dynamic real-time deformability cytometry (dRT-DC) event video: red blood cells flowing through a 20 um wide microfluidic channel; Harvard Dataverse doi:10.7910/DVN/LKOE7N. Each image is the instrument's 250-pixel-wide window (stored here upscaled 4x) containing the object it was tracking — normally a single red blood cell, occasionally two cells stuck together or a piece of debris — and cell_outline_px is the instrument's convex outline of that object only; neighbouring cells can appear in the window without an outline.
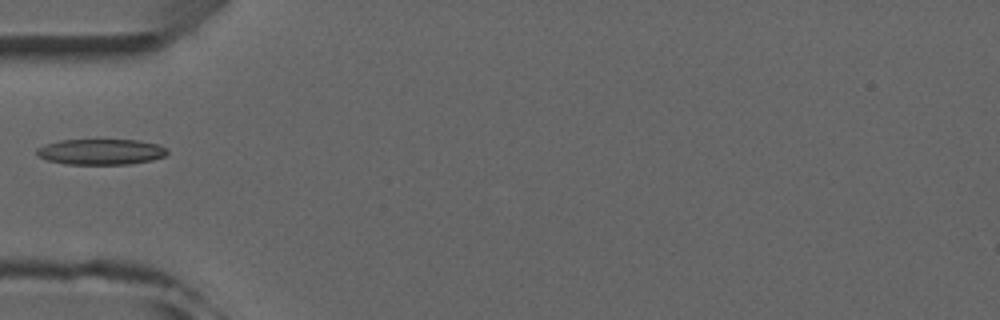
{"species": "common noctule bat (a hibernating species)", "species_latin": "Nyctalus noctula", "temperature_condition": "room temperature", "stored_images_in_passage": 7, "camera_frame_rate_fps": 3000, "um_per_image_px": 0.085, "animal": {"sex": "male", "forearm_length_mm": 52.5}, "frame": {"image": 1, "passage_image": 5, "time_ms": 4.667, "image_size_px": [1000, 320], "cell_outline_px": [[168, 152], [164, 156], [152, 160], [128, 164], [64, 164], [48, 160], [40, 156], [36, 152], [36, 148], [44, 144], [60, 140], [136, 140], [160, 144]], "centroid_in_image_um": [8.56, 12.9], "position_along_channel_um": 76.4, "area_um2": 19.48}}
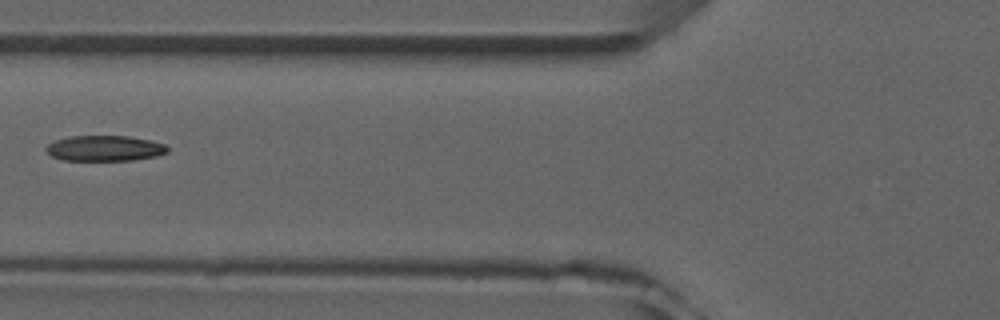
{"frame": {"image": 2, "passage_image": 6, "time_ms": 5.667, "image_size_px": [1000, 320], "cell_outline_px": [[168, 152], [156, 156], [132, 160], [64, 160], [52, 156], [44, 148], [48, 144], [56, 140], [68, 136], [128, 136], [152, 140], [164, 144], [168, 148]], "centroid_in_image_um": [8.91, 12.6], "position_along_channel_um": 116.9, "area_um2": 18.03}}
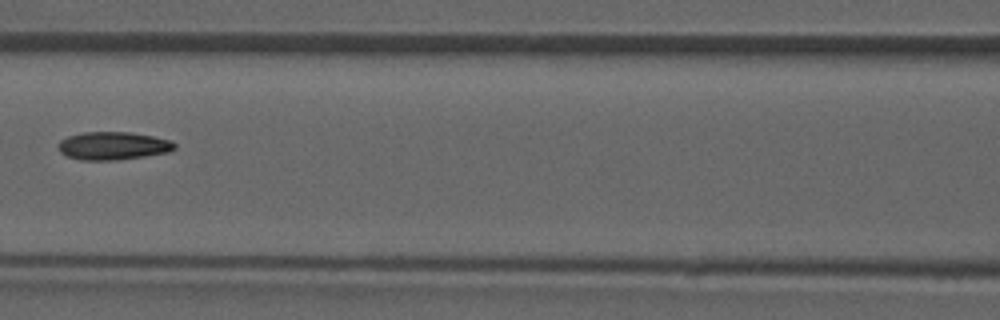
{"frame": {"image": 3, "passage_image": 7, "time_ms": 6.667, "image_size_px": [1000, 320], "cell_outline_px": [[176, 148], [168, 152], [144, 156], [116, 160], [80, 160], [68, 156], [60, 152], [56, 148], [60, 140], [68, 136], [84, 132], [132, 132], [172, 140], [176, 144]], "centroid_in_image_um": [9.6, 12.39], "position_along_channel_um": 157.0, "area_um2": 19.07}}